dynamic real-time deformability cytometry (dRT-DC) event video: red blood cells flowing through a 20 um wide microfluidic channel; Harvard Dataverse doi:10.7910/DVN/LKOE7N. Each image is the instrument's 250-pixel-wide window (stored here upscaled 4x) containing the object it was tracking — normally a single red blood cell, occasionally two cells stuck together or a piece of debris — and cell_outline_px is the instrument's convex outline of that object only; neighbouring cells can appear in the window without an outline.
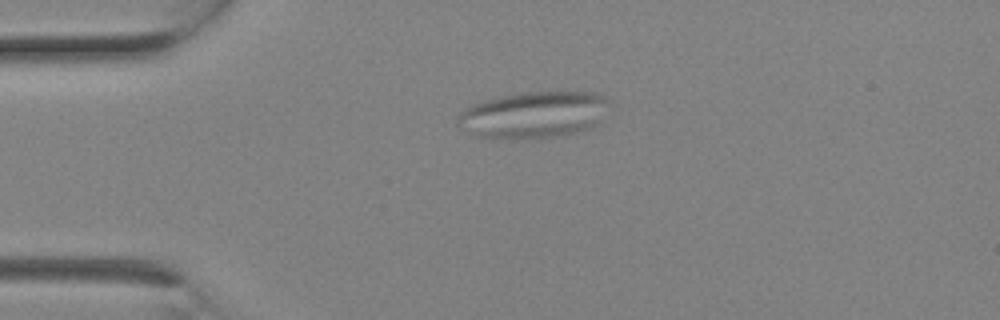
{"species": "Egyptian fruit bat (a non-hibernating species)", "species_latin": "Rousettus aegyptiacus", "temperature_condition": "room temperature", "stored_images_in_passage": 1, "camera_frame_rate_fps": 3000, "um_per_image_px": 0.085, "animal": {"sex": "female"}, "frame": {"image": 1, "passage_image": 1, "time_ms": 0.0, "image_size_px": [1000, 320], "cell_outline_px": [[604, 100], [596, 128], [568, 136], [472, 136], [460, 128], [460, 112], [464, 108], [472, 104], [484, 100], [500, 96], [524, 92], [596, 92], [604, 96]], "centroid_in_image_um": [45.34, 9.74], "position_along_channel_um": 39.7, "area_um2": 40.0}}